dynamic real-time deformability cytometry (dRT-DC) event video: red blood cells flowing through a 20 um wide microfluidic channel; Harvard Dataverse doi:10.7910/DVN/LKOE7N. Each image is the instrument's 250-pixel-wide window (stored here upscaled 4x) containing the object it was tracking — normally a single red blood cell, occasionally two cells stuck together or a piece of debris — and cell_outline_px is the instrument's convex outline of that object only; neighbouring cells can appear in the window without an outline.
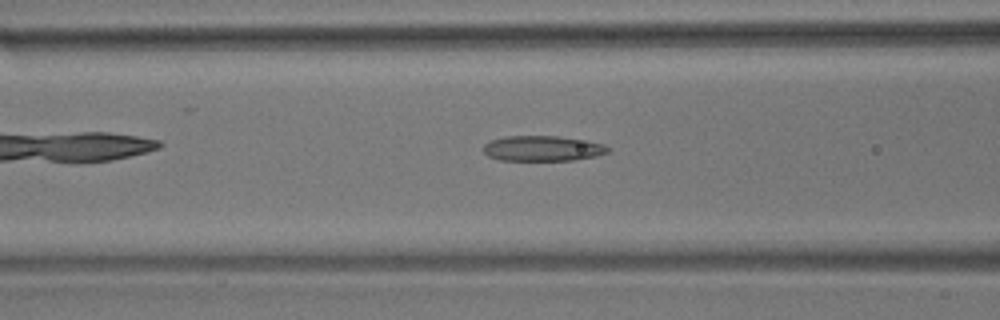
{"species": "common noctule bat (a hibernating species)", "species_latin": "Nyctalus noctula", "temperature_condition": "room temperature", "stored_images_in_passage": 21, "camera_frame_rate_fps": 3000, "um_per_image_px": 0.085, "animal": {"sex": "male", "body_mass_g": 17.9}, "frame": {"image": 1, "passage_image": 9, "time_ms": 2.667, "image_size_px": [1000, 320], "cell_outline_px": [[612, 148], [608, 152], [596, 156], [572, 160], [500, 160], [488, 156], [484, 152], [484, 144], [492, 140], [504, 136], [560, 136], [588, 140], [604, 144]], "centroid_in_image_um": [46.16, 12.61], "position_along_channel_um": 120.4, "area_um2": 18.5}}
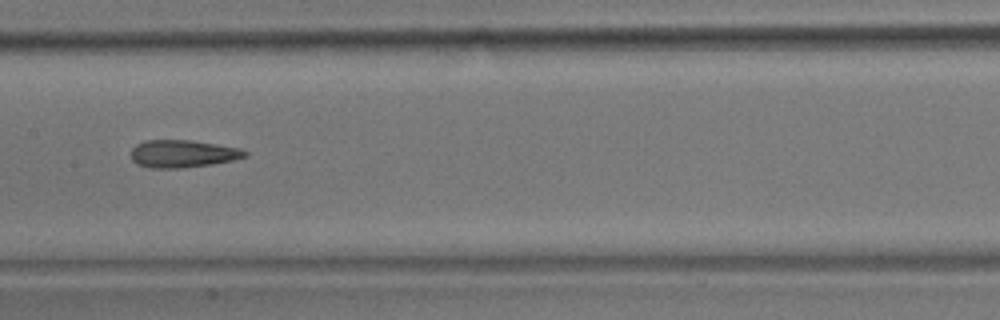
{"frame": {"image": 2, "passage_image": 15, "time_ms": 4.667, "image_size_px": [1000, 320], "cell_outline_px": [[248, 156], [232, 160], [208, 164], [180, 168], [152, 168], [136, 164], [132, 160], [132, 148], [136, 144], [144, 140], [192, 140], [240, 148], [248, 152]], "centroid_in_image_um": [15.51, 13.06], "position_along_channel_um": 191.9, "area_um2": 18.21}}